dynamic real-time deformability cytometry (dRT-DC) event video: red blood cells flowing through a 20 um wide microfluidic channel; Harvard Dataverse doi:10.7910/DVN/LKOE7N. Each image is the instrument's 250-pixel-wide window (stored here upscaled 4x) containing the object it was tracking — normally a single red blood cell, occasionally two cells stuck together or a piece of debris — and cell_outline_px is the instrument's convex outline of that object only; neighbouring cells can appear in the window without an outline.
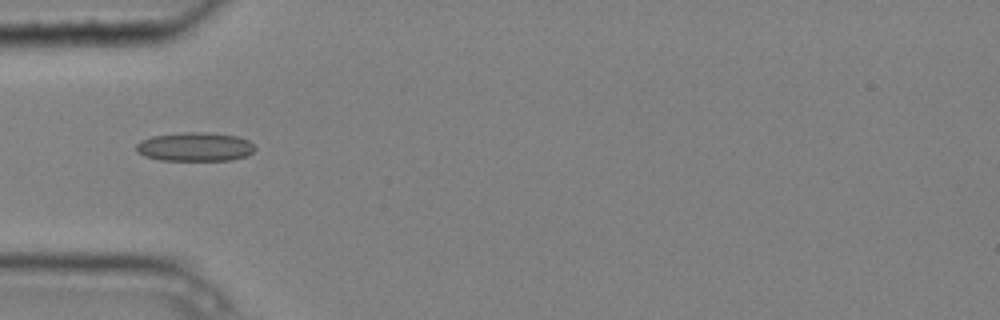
{"species": "common noctule bat (a hibernating species)", "species_latin": "Nyctalus noctula", "temperature_condition": "cold", "stored_images_in_passage": 8, "camera_frame_rate_fps": 3000, "um_per_image_px": 0.085, "animal": {"sex": "male", "body_mass_g": 20.4}, "frame": {"image": 1, "passage_image": 5, "time_ms": 1.333, "image_size_px": [1000, 320], "cell_outline_px": [[256, 148], [248, 156], [232, 160], [160, 160], [144, 156], [136, 152], [136, 144], [140, 140], [152, 136], [184, 132], [208, 132], [236, 136], [248, 140]], "centroid_in_image_um": [16.56, 12.48], "position_along_channel_um": 68.4, "area_um2": 20.11}}
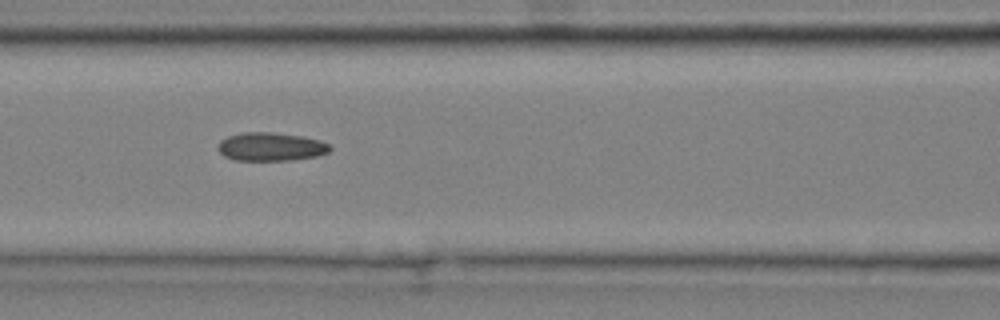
{"frame": {"image": 2, "passage_image": 7, "time_ms": 2.0, "image_size_px": [1000, 320], "cell_outline_px": [[332, 148], [328, 152], [316, 156], [288, 160], [236, 160], [224, 156], [216, 148], [220, 140], [228, 136], [244, 132], [272, 132], [304, 136], [320, 140], [328, 144]], "centroid_in_image_um": [23.0, 12.46], "position_along_channel_um": 143.6, "area_um2": 18.55}}
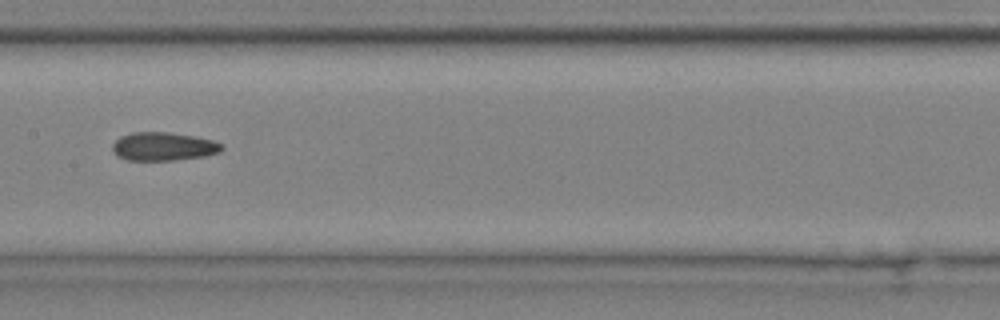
{"frame": {"image": 3, "passage_image": 8, "time_ms": 2.333, "image_size_px": [1000, 320], "cell_outline_px": [[224, 148], [220, 152], [204, 156], [176, 160], [128, 160], [116, 156], [112, 152], [112, 144], [120, 136], [132, 132], [168, 132], [196, 136], [212, 140], [224, 144]], "centroid_in_image_um": [13.89, 12.45], "position_along_channel_um": 193.5, "area_um2": 18.32}}